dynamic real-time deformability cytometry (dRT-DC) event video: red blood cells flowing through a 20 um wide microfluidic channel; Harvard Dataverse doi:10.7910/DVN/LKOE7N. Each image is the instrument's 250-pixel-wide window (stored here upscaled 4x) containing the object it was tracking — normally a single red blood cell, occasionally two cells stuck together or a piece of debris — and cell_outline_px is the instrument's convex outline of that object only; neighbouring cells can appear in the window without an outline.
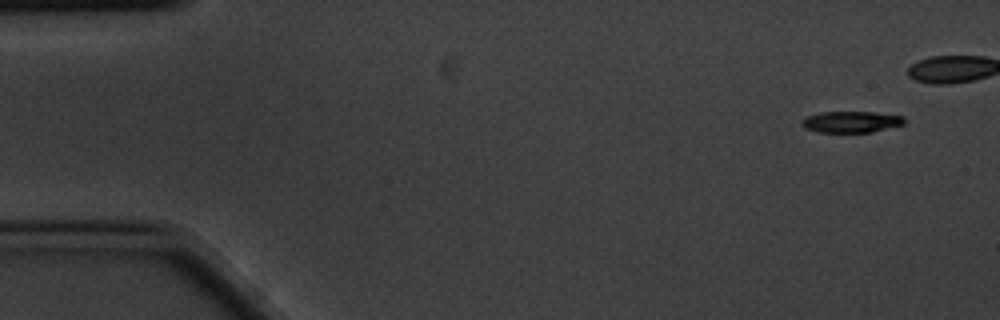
{"species": "common noctule bat (a hibernating species)", "species_latin": "Nyctalus noctula", "temperature_condition": "cold", "stored_images_in_passage": 3, "segment_of_instrument_passage": [2, 2], "camera_frame_rate_fps": 3000, "um_per_image_px": 0.085, "animal": {"sex": "male", "body_mass_g": 20.1, "forearm_length_mm": 53.5}, "frame": {"image": 1, "passage_image": 3, "time_ms": 0.667, "image_size_px": [1000, 320], "cell_outline_px": [[904, 124], [872, 132], [820, 132], [804, 128], [800, 124], [800, 120], [804, 116], [820, 112], [876, 112], [904, 116]], "centroid_in_image_um": [72.3, 10.35], "position_along_channel_um": 12.7, "area_um2": 12.89}}